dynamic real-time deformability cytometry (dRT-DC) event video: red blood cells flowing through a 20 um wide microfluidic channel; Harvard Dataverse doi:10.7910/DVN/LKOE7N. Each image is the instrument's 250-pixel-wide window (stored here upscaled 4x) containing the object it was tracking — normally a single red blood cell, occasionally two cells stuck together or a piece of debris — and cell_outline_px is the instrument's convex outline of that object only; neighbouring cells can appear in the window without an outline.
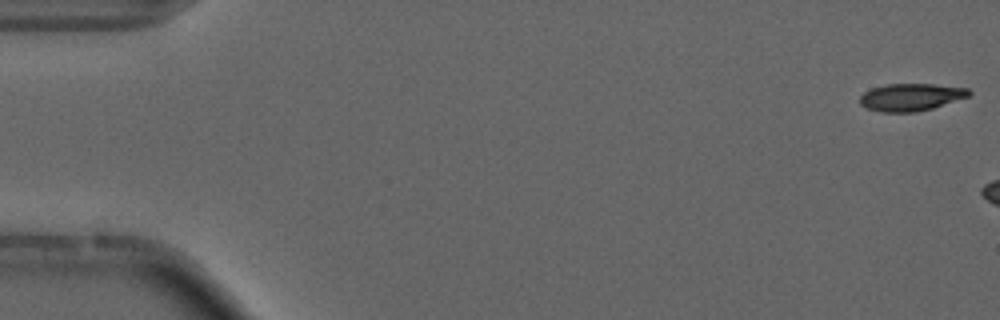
{"species": "common noctule bat (a hibernating species)", "species_latin": "Nyctalus noctula", "temperature_condition": "cold", "stored_images_in_passage": 6, "camera_frame_rate_fps": 3000, "um_per_image_px": 0.085, "animal": {"sex": "male", "forearm_length_mm": 52.5}, "frame": {"image": 1, "passage_image": 1, "time_ms": 0.0, "image_size_px": [1000, 320], "cell_outline_px": [[972, 92], [968, 96], [932, 108], [916, 112], [884, 112], [868, 108], [860, 104], [860, 96], [864, 92], [872, 88], [888, 84], [932, 84], [968, 88]], "centroid_in_image_um": [77.42, 8.25], "position_along_channel_um": 7.6, "area_um2": 17.17}}